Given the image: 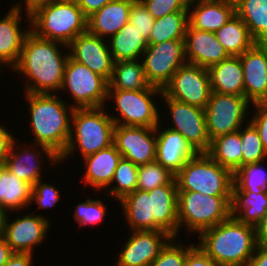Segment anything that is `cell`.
<instances>
[{
    "label": "cell",
    "instance_id": "6da1fadb",
    "mask_svg": "<svg viewBox=\"0 0 267 266\" xmlns=\"http://www.w3.org/2000/svg\"><path fill=\"white\" fill-rule=\"evenodd\" d=\"M64 47L65 52L60 49ZM68 45L47 40L30 31L24 41L17 64L12 68L26 79L24 93L56 94L60 92L65 65L69 57Z\"/></svg>",
    "mask_w": 267,
    "mask_h": 266
},
{
    "label": "cell",
    "instance_id": "7a4b0ae2",
    "mask_svg": "<svg viewBox=\"0 0 267 266\" xmlns=\"http://www.w3.org/2000/svg\"><path fill=\"white\" fill-rule=\"evenodd\" d=\"M29 106L30 134L34 144L50 148L58 157L65 149L70 136L71 117L74 108L57 94L25 93Z\"/></svg>",
    "mask_w": 267,
    "mask_h": 266
},
{
    "label": "cell",
    "instance_id": "3957f363",
    "mask_svg": "<svg viewBox=\"0 0 267 266\" xmlns=\"http://www.w3.org/2000/svg\"><path fill=\"white\" fill-rule=\"evenodd\" d=\"M197 237V245L218 266H248L258 245L255 226L232 216Z\"/></svg>",
    "mask_w": 267,
    "mask_h": 266
},
{
    "label": "cell",
    "instance_id": "277c9868",
    "mask_svg": "<svg viewBox=\"0 0 267 266\" xmlns=\"http://www.w3.org/2000/svg\"><path fill=\"white\" fill-rule=\"evenodd\" d=\"M87 21L75 0H55L30 12V30L36 36L65 45L87 31Z\"/></svg>",
    "mask_w": 267,
    "mask_h": 266
},
{
    "label": "cell",
    "instance_id": "5b68a950",
    "mask_svg": "<svg viewBox=\"0 0 267 266\" xmlns=\"http://www.w3.org/2000/svg\"><path fill=\"white\" fill-rule=\"evenodd\" d=\"M108 111L105 106L74 108L70 136L67 148L59 157L60 164L73 156L75 152L79 151L81 157H85L113 144L115 124Z\"/></svg>",
    "mask_w": 267,
    "mask_h": 266
},
{
    "label": "cell",
    "instance_id": "8992f818",
    "mask_svg": "<svg viewBox=\"0 0 267 266\" xmlns=\"http://www.w3.org/2000/svg\"><path fill=\"white\" fill-rule=\"evenodd\" d=\"M178 192H200L210 196H231L233 173L206 152H198L175 175Z\"/></svg>",
    "mask_w": 267,
    "mask_h": 266
},
{
    "label": "cell",
    "instance_id": "52a82bcc",
    "mask_svg": "<svg viewBox=\"0 0 267 266\" xmlns=\"http://www.w3.org/2000/svg\"><path fill=\"white\" fill-rule=\"evenodd\" d=\"M231 216V196H210L200 192L177 193V217L181 229L199 235Z\"/></svg>",
    "mask_w": 267,
    "mask_h": 266
},
{
    "label": "cell",
    "instance_id": "ba28073f",
    "mask_svg": "<svg viewBox=\"0 0 267 266\" xmlns=\"http://www.w3.org/2000/svg\"><path fill=\"white\" fill-rule=\"evenodd\" d=\"M156 95L162 96V89L156 86L144 90H107L106 101L113 99L111 103L119 114L109 115L115 125L156 127L162 123L161 111L153 100Z\"/></svg>",
    "mask_w": 267,
    "mask_h": 266
},
{
    "label": "cell",
    "instance_id": "9c48e42d",
    "mask_svg": "<svg viewBox=\"0 0 267 266\" xmlns=\"http://www.w3.org/2000/svg\"><path fill=\"white\" fill-rule=\"evenodd\" d=\"M108 82L90 68L72 59L65 65L63 85L60 92L69 91L73 108L104 107L107 100ZM105 104V105H104Z\"/></svg>",
    "mask_w": 267,
    "mask_h": 266
},
{
    "label": "cell",
    "instance_id": "30bf717a",
    "mask_svg": "<svg viewBox=\"0 0 267 266\" xmlns=\"http://www.w3.org/2000/svg\"><path fill=\"white\" fill-rule=\"evenodd\" d=\"M251 105L245 96L211 91L209 101L204 109L210 141L244 127L247 124L245 122H249L246 115L250 113L251 108L248 107Z\"/></svg>",
    "mask_w": 267,
    "mask_h": 266
},
{
    "label": "cell",
    "instance_id": "8fae6325",
    "mask_svg": "<svg viewBox=\"0 0 267 266\" xmlns=\"http://www.w3.org/2000/svg\"><path fill=\"white\" fill-rule=\"evenodd\" d=\"M162 93L171 99L199 108H206L211 94L208 69L185 63L164 86Z\"/></svg>",
    "mask_w": 267,
    "mask_h": 266
},
{
    "label": "cell",
    "instance_id": "7c38bea8",
    "mask_svg": "<svg viewBox=\"0 0 267 266\" xmlns=\"http://www.w3.org/2000/svg\"><path fill=\"white\" fill-rule=\"evenodd\" d=\"M142 63L147 81L152 86L163 89L173 74L187 63L184 40L148 45L142 54Z\"/></svg>",
    "mask_w": 267,
    "mask_h": 266
},
{
    "label": "cell",
    "instance_id": "4fadbf2b",
    "mask_svg": "<svg viewBox=\"0 0 267 266\" xmlns=\"http://www.w3.org/2000/svg\"><path fill=\"white\" fill-rule=\"evenodd\" d=\"M159 98H162L170 112L168 114L171 116L172 124L167 128L185 137L197 153L207 152L211 141L207 132L204 109L168 98L163 93Z\"/></svg>",
    "mask_w": 267,
    "mask_h": 266
},
{
    "label": "cell",
    "instance_id": "5bb4252c",
    "mask_svg": "<svg viewBox=\"0 0 267 266\" xmlns=\"http://www.w3.org/2000/svg\"><path fill=\"white\" fill-rule=\"evenodd\" d=\"M113 144L123 158L137 166L156 160L155 127L115 125Z\"/></svg>",
    "mask_w": 267,
    "mask_h": 266
},
{
    "label": "cell",
    "instance_id": "9a60e30c",
    "mask_svg": "<svg viewBox=\"0 0 267 266\" xmlns=\"http://www.w3.org/2000/svg\"><path fill=\"white\" fill-rule=\"evenodd\" d=\"M17 139L18 138L13 141L10 152L5 160L7 170L17 178L29 183L31 186L37 183L40 179H43L42 171L46 170V168L43 167V161H45V159L41 160L43 156H46L48 159L47 161H50L52 165L55 164L56 166V164H60L58 155H56L50 148L34 143L31 145L27 144L23 147Z\"/></svg>",
    "mask_w": 267,
    "mask_h": 266
},
{
    "label": "cell",
    "instance_id": "2e32d148",
    "mask_svg": "<svg viewBox=\"0 0 267 266\" xmlns=\"http://www.w3.org/2000/svg\"><path fill=\"white\" fill-rule=\"evenodd\" d=\"M126 242L118 253L115 266H144L152 264L162 248L172 238L165 231H130Z\"/></svg>",
    "mask_w": 267,
    "mask_h": 266
},
{
    "label": "cell",
    "instance_id": "e0dca14e",
    "mask_svg": "<svg viewBox=\"0 0 267 266\" xmlns=\"http://www.w3.org/2000/svg\"><path fill=\"white\" fill-rule=\"evenodd\" d=\"M22 216L11 220L8 215L4 238L13 252L33 254L34 247H41L45 240L51 222L39 213Z\"/></svg>",
    "mask_w": 267,
    "mask_h": 266
},
{
    "label": "cell",
    "instance_id": "ac0fdd59",
    "mask_svg": "<svg viewBox=\"0 0 267 266\" xmlns=\"http://www.w3.org/2000/svg\"><path fill=\"white\" fill-rule=\"evenodd\" d=\"M69 56L84 64L107 82L111 79L114 60L107 40L89 33L79 34L68 45Z\"/></svg>",
    "mask_w": 267,
    "mask_h": 266
},
{
    "label": "cell",
    "instance_id": "d6986e66",
    "mask_svg": "<svg viewBox=\"0 0 267 266\" xmlns=\"http://www.w3.org/2000/svg\"><path fill=\"white\" fill-rule=\"evenodd\" d=\"M184 42L186 60L190 64L209 69L230 57L214 32L195 29L188 24Z\"/></svg>",
    "mask_w": 267,
    "mask_h": 266
},
{
    "label": "cell",
    "instance_id": "ffe728a7",
    "mask_svg": "<svg viewBox=\"0 0 267 266\" xmlns=\"http://www.w3.org/2000/svg\"><path fill=\"white\" fill-rule=\"evenodd\" d=\"M160 125L155 127L156 161L175 176L197 152L180 133Z\"/></svg>",
    "mask_w": 267,
    "mask_h": 266
},
{
    "label": "cell",
    "instance_id": "44dd1931",
    "mask_svg": "<svg viewBox=\"0 0 267 266\" xmlns=\"http://www.w3.org/2000/svg\"><path fill=\"white\" fill-rule=\"evenodd\" d=\"M244 75V96L251 103H267V49L253 46L239 56Z\"/></svg>",
    "mask_w": 267,
    "mask_h": 266
},
{
    "label": "cell",
    "instance_id": "7402d4cb",
    "mask_svg": "<svg viewBox=\"0 0 267 266\" xmlns=\"http://www.w3.org/2000/svg\"><path fill=\"white\" fill-rule=\"evenodd\" d=\"M236 14L234 0H190L189 25L195 29L216 32Z\"/></svg>",
    "mask_w": 267,
    "mask_h": 266
},
{
    "label": "cell",
    "instance_id": "603a6c76",
    "mask_svg": "<svg viewBox=\"0 0 267 266\" xmlns=\"http://www.w3.org/2000/svg\"><path fill=\"white\" fill-rule=\"evenodd\" d=\"M23 9L11 7L4 17L0 18V65L12 69L18 62L23 41L31 31L20 26Z\"/></svg>",
    "mask_w": 267,
    "mask_h": 266
},
{
    "label": "cell",
    "instance_id": "cb8c5ba5",
    "mask_svg": "<svg viewBox=\"0 0 267 266\" xmlns=\"http://www.w3.org/2000/svg\"><path fill=\"white\" fill-rule=\"evenodd\" d=\"M148 192L154 217V231H165L172 237L179 239L178 189L175 178L169 184L159 186Z\"/></svg>",
    "mask_w": 267,
    "mask_h": 266
},
{
    "label": "cell",
    "instance_id": "d4e9b609",
    "mask_svg": "<svg viewBox=\"0 0 267 266\" xmlns=\"http://www.w3.org/2000/svg\"><path fill=\"white\" fill-rule=\"evenodd\" d=\"M121 158L114 144L83 157L85 171L81 177L82 184L90 185L95 191L108 188Z\"/></svg>",
    "mask_w": 267,
    "mask_h": 266
},
{
    "label": "cell",
    "instance_id": "484cf974",
    "mask_svg": "<svg viewBox=\"0 0 267 266\" xmlns=\"http://www.w3.org/2000/svg\"><path fill=\"white\" fill-rule=\"evenodd\" d=\"M134 1H109L88 17L87 31L103 39H109L129 22L130 10Z\"/></svg>",
    "mask_w": 267,
    "mask_h": 266
},
{
    "label": "cell",
    "instance_id": "4316f807",
    "mask_svg": "<svg viewBox=\"0 0 267 266\" xmlns=\"http://www.w3.org/2000/svg\"><path fill=\"white\" fill-rule=\"evenodd\" d=\"M211 91L244 96V75L239 56L229 58L209 69Z\"/></svg>",
    "mask_w": 267,
    "mask_h": 266
},
{
    "label": "cell",
    "instance_id": "83f0119b",
    "mask_svg": "<svg viewBox=\"0 0 267 266\" xmlns=\"http://www.w3.org/2000/svg\"><path fill=\"white\" fill-rule=\"evenodd\" d=\"M107 42L114 62L139 60L148 47L147 40L130 22Z\"/></svg>",
    "mask_w": 267,
    "mask_h": 266
},
{
    "label": "cell",
    "instance_id": "f1b7e54d",
    "mask_svg": "<svg viewBox=\"0 0 267 266\" xmlns=\"http://www.w3.org/2000/svg\"><path fill=\"white\" fill-rule=\"evenodd\" d=\"M267 213V190L255 194L242 192L234 185L231 195V216L240 222L256 226Z\"/></svg>",
    "mask_w": 267,
    "mask_h": 266
},
{
    "label": "cell",
    "instance_id": "f546056e",
    "mask_svg": "<svg viewBox=\"0 0 267 266\" xmlns=\"http://www.w3.org/2000/svg\"><path fill=\"white\" fill-rule=\"evenodd\" d=\"M119 202L130 231L154 230V217L148 191L136 190Z\"/></svg>",
    "mask_w": 267,
    "mask_h": 266
},
{
    "label": "cell",
    "instance_id": "4dcf8cb0",
    "mask_svg": "<svg viewBox=\"0 0 267 266\" xmlns=\"http://www.w3.org/2000/svg\"><path fill=\"white\" fill-rule=\"evenodd\" d=\"M215 35L230 56H240L254 46V38L237 14L217 30Z\"/></svg>",
    "mask_w": 267,
    "mask_h": 266
},
{
    "label": "cell",
    "instance_id": "1f68e13d",
    "mask_svg": "<svg viewBox=\"0 0 267 266\" xmlns=\"http://www.w3.org/2000/svg\"><path fill=\"white\" fill-rule=\"evenodd\" d=\"M152 85L147 81L142 60L114 62L107 90H144Z\"/></svg>",
    "mask_w": 267,
    "mask_h": 266
},
{
    "label": "cell",
    "instance_id": "d6a6232c",
    "mask_svg": "<svg viewBox=\"0 0 267 266\" xmlns=\"http://www.w3.org/2000/svg\"><path fill=\"white\" fill-rule=\"evenodd\" d=\"M32 186L7 169L0 180V205L8 212L21 211L31 205ZM21 209V210H20Z\"/></svg>",
    "mask_w": 267,
    "mask_h": 266
},
{
    "label": "cell",
    "instance_id": "836d02e7",
    "mask_svg": "<svg viewBox=\"0 0 267 266\" xmlns=\"http://www.w3.org/2000/svg\"><path fill=\"white\" fill-rule=\"evenodd\" d=\"M206 153L219 165L234 173L242 167L240 129L211 140L209 150Z\"/></svg>",
    "mask_w": 267,
    "mask_h": 266
},
{
    "label": "cell",
    "instance_id": "e575fe53",
    "mask_svg": "<svg viewBox=\"0 0 267 266\" xmlns=\"http://www.w3.org/2000/svg\"><path fill=\"white\" fill-rule=\"evenodd\" d=\"M188 24V11L172 12L155 19L147 41L148 45H156L168 40H184Z\"/></svg>",
    "mask_w": 267,
    "mask_h": 266
},
{
    "label": "cell",
    "instance_id": "d590c367",
    "mask_svg": "<svg viewBox=\"0 0 267 266\" xmlns=\"http://www.w3.org/2000/svg\"><path fill=\"white\" fill-rule=\"evenodd\" d=\"M137 180L138 166L133 164L130 160L122 157L114 172L109 188H106V190H108L105 191L107 192L105 195L107 197L110 196L111 198L116 197V200L119 203V201L126 195L137 190Z\"/></svg>",
    "mask_w": 267,
    "mask_h": 266
},
{
    "label": "cell",
    "instance_id": "8d00e7d4",
    "mask_svg": "<svg viewBox=\"0 0 267 266\" xmlns=\"http://www.w3.org/2000/svg\"><path fill=\"white\" fill-rule=\"evenodd\" d=\"M236 14L255 39L267 27V0H234Z\"/></svg>",
    "mask_w": 267,
    "mask_h": 266
},
{
    "label": "cell",
    "instance_id": "74e56055",
    "mask_svg": "<svg viewBox=\"0 0 267 266\" xmlns=\"http://www.w3.org/2000/svg\"><path fill=\"white\" fill-rule=\"evenodd\" d=\"M249 163L233 173V185L242 192L258 194L267 190V169L265 163Z\"/></svg>",
    "mask_w": 267,
    "mask_h": 266
},
{
    "label": "cell",
    "instance_id": "f35d334b",
    "mask_svg": "<svg viewBox=\"0 0 267 266\" xmlns=\"http://www.w3.org/2000/svg\"><path fill=\"white\" fill-rule=\"evenodd\" d=\"M242 128H240L242 166L266 161L267 153L256 128L250 122H247L246 126Z\"/></svg>",
    "mask_w": 267,
    "mask_h": 266
},
{
    "label": "cell",
    "instance_id": "ab89813d",
    "mask_svg": "<svg viewBox=\"0 0 267 266\" xmlns=\"http://www.w3.org/2000/svg\"><path fill=\"white\" fill-rule=\"evenodd\" d=\"M174 178L173 174L155 160L138 166L137 190L151 191L169 184Z\"/></svg>",
    "mask_w": 267,
    "mask_h": 266
},
{
    "label": "cell",
    "instance_id": "60d3db41",
    "mask_svg": "<svg viewBox=\"0 0 267 266\" xmlns=\"http://www.w3.org/2000/svg\"><path fill=\"white\" fill-rule=\"evenodd\" d=\"M107 206L103 203L102 199H90L86 198V201H83L76 205L74 211V220L82 226H91L99 225L105 219L107 214Z\"/></svg>",
    "mask_w": 267,
    "mask_h": 266
},
{
    "label": "cell",
    "instance_id": "b9f144b4",
    "mask_svg": "<svg viewBox=\"0 0 267 266\" xmlns=\"http://www.w3.org/2000/svg\"><path fill=\"white\" fill-rule=\"evenodd\" d=\"M184 245V242L172 237L162 248L159 256L152 262L153 266H184L187 253L195 244Z\"/></svg>",
    "mask_w": 267,
    "mask_h": 266
},
{
    "label": "cell",
    "instance_id": "7bdbcfd3",
    "mask_svg": "<svg viewBox=\"0 0 267 266\" xmlns=\"http://www.w3.org/2000/svg\"><path fill=\"white\" fill-rule=\"evenodd\" d=\"M43 181V182H42ZM44 180H39L32 186L31 204L33 201L38 205V209H49L59 203L61 194L59 188L54 184ZM58 188V189H57Z\"/></svg>",
    "mask_w": 267,
    "mask_h": 266
},
{
    "label": "cell",
    "instance_id": "ee69618b",
    "mask_svg": "<svg viewBox=\"0 0 267 266\" xmlns=\"http://www.w3.org/2000/svg\"><path fill=\"white\" fill-rule=\"evenodd\" d=\"M154 17L140 0H135L131 6L129 22L136 27L140 34L148 41L153 28Z\"/></svg>",
    "mask_w": 267,
    "mask_h": 266
},
{
    "label": "cell",
    "instance_id": "f6af8a7d",
    "mask_svg": "<svg viewBox=\"0 0 267 266\" xmlns=\"http://www.w3.org/2000/svg\"><path fill=\"white\" fill-rule=\"evenodd\" d=\"M154 19L177 11H188L190 0H140Z\"/></svg>",
    "mask_w": 267,
    "mask_h": 266
},
{
    "label": "cell",
    "instance_id": "bcb514c9",
    "mask_svg": "<svg viewBox=\"0 0 267 266\" xmlns=\"http://www.w3.org/2000/svg\"><path fill=\"white\" fill-rule=\"evenodd\" d=\"M254 115L250 116V123L256 128L259 137L267 153V103H256Z\"/></svg>",
    "mask_w": 267,
    "mask_h": 266
},
{
    "label": "cell",
    "instance_id": "7dc6e473",
    "mask_svg": "<svg viewBox=\"0 0 267 266\" xmlns=\"http://www.w3.org/2000/svg\"><path fill=\"white\" fill-rule=\"evenodd\" d=\"M184 266H218L198 245L188 253Z\"/></svg>",
    "mask_w": 267,
    "mask_h": 266
},
{
    "label": "cell",
    "instance_id": "c3c4849f",
    "mask_svg": "<svg viewBox=\"0 0 267 266\" xmlns=\"http://www.w3.org/2000/svg\"><path fill=\"white\" fill-rule=\"evenodd\" d=\"M16 136L11 133L10 129H6V126L0 124V162H5L13 141Z\"/></svg>",
    "mask_w": 267,
    "mask_h": 266
},
{
    "label": "cell",
    "instance_id": "681fc988",
    "mask_svg": "<svg viewBox=\"0 0 267 266\" xmlns=\"http://www.w3.org/2000/svg\"><path fill=\"white\" fill-rule=\"evenodd\" d=\"M83 13L89 17L111 0H75Z\"/></svg>",
    "mask_w": 267,
    "mask_h": 266
},
{
    "label": "cell",
    "instance_id": "f907efd6",
    "mask_svg": "<svg viewBox=\"0 0 267 266\" xmlns=\"http://www.w3.org/2000/svg\"><path fill=\"white\" fill-rule=\"evenodd\" d=\"M34 254L14 252L4 266H34ZM33 264V265H32Z\"/></svg>",
    "mask_w": 267,
    "mask_h": 266
},
{
    "label": "cell",
    "instance_id": "816d5d0a",
    "mask_svg": "<svg viewBox=\"0 0 267 266\" xmlns=\"http://www.w3.org/2000/svg\"><path fill=\"white\" fill-rule=\"evenodd\" d=\"M248 266H267V246L257 245Z\"/></svg>",
    "mask_w": 267,
    "mask_h": 266
},
{
    "label": "cell",
    "instance_id": "f5cc1de1",
    "mask_svg": "<svg viewBox=\"0 0 267 266\" xmlns=\"http://www.w3.org/2000/svg\"><path fill=\"white\" fill-rule=\"evenodd\" d=\"M24 1V4L22 5L23 2H20L19 4H13L12 6L15 7V8H19V9H22V6H24L23 8L25 9V18H27V23L28 22L30 23V12L36 8L37 6L41 5V4H44V3H48V2H52V1H55V0H23Z\"/></svg>",
    "mask_w": 267,
    "mask_h": 266
},
{
    "label": "cell",
    "instance_id": "db71d44e",
    "mask_svg": "<svg viewBox=\"0 0 267 266\" xmlns=\"http://www.w3.org/2000/svg\"><path fill=\"white\" fill-rule=\"evenodd\" d=\"M257 244L267 246V213L262 220L255 226Z\"/></svg>",
    "mask_w": 267,
    "mask_h": 266
},
{
    "label": "cell",
    "instance_id": "11a10c76",
    "mask_svg": "<svg viewBox=\"0 0 267 266\" xmlns=\"http://www.w3.org/2000/svg\"><path fill=\"white\" fill-rule=\"evenodd\" d=\"M14 252L11 250L4 236L0 237V266H4Z\"/></svg>",
    "mask_w": 267,
    "mask_h": 266
},
{
    "label": "cell",
    "instance_id": "9f6ffc18",
    "mask_svg": "<svg viewBox=\"0 0 267 266\" xmlns=\"http://www.w3.org/2000/svg\"><path fill=\"white\" fill-rule=\"evenodd\" d=\"M254 45L263 49H267V27L254 39Z\"/></svg>",
    "mask_w": 267,
    "mask_h": 266
},
{
    "label": "cell",
    "instance_id": "6f0895ef",
    "mask_svg": "<svg viewBox=\"0 0 267 266\" xmlns=\"http://www.w3.org/2000/svg\"><path fill=\"white\" fill-rule=\"evenodd\" d=\"M9 212L0 205V237L4 236Z\"/></svg>",
    "mask_w": 267,
    "mask_h": 266
},
{
    "label": "cell",
    "instance_id": "680465c9",
    "mask_svg": "<svg viewBox=\"0 0 267 266\" xmlns=\"http://www.w3.org/2000/svg\"><path fill=\"white\" fill-rule=\"evenodd\" d=\"M7 169L5 162H0V180L1 176L3 175L4 171Z\"/></svg>",
    "mask_w": 267,
    "mask_h": 266
}]
</instances>
